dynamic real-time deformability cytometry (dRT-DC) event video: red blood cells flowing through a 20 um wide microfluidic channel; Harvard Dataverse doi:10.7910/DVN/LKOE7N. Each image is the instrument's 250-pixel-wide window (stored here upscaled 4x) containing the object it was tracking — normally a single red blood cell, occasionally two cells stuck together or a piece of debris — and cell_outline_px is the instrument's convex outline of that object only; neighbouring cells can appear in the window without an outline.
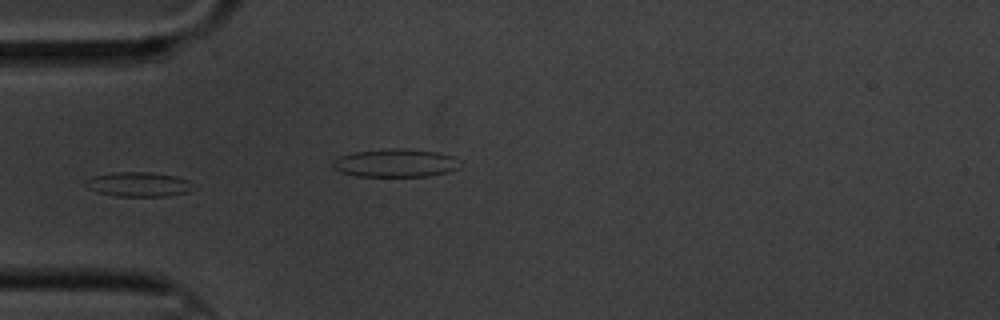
{"species": "common noctule bat (a hibernating species)", "species_latin": "Nyctalus noctula", "temperature_condition": "cold", "stored_images_in_passage": 10, "camera_frame_rate_fps": 3000, "um_per_image_px": 0.085, "animal": {"sex": "male", "body_mass_g": 20.1, "forearm_length_mm": 53.5}, "frame": {"image": 1, "passage_image": 5, "time_ms": 5.0, "image_size_px": [1000, 320], "cell_outline_px": [[200, 188], [188, 192], [168, 196], [116, 196], [100, 192], [88, 188], [84, 184], [84, 180], [92, 176], [112, 172], [152, 172], [176, 176], [188, 180], [196, 184]], "centroid_in_image_um": [11.86, 15.66], "position_along_channel_um": 73.1, "area_um2": 15.78}}
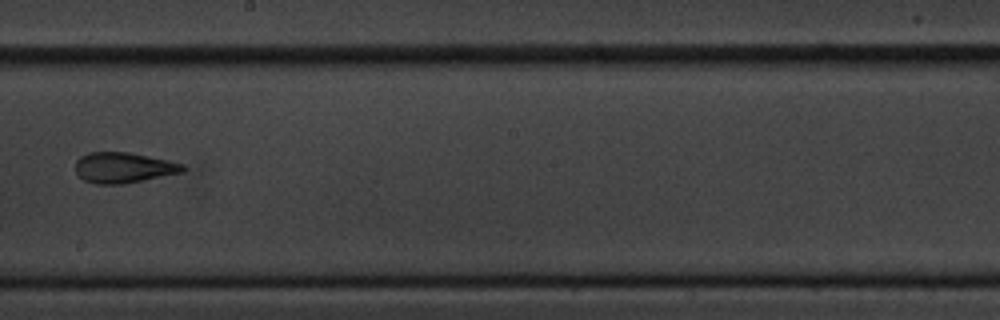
{"frame": {"image": 2, "passage_image": 10, "time_ms": 10.667, "image_size_px": [1000, 320], "cell_outline_px": [[184, 172], [124, 184], [96, 184], [84, 180], [76, 172], [76, 160], [80, 156], [88, 152], [128, 152], [168, 160], [184, 164]], "centroid_in_image_um": [10.49, 14.25], "position_along_channel_um": 237.7, "area_um2": 19.13}}